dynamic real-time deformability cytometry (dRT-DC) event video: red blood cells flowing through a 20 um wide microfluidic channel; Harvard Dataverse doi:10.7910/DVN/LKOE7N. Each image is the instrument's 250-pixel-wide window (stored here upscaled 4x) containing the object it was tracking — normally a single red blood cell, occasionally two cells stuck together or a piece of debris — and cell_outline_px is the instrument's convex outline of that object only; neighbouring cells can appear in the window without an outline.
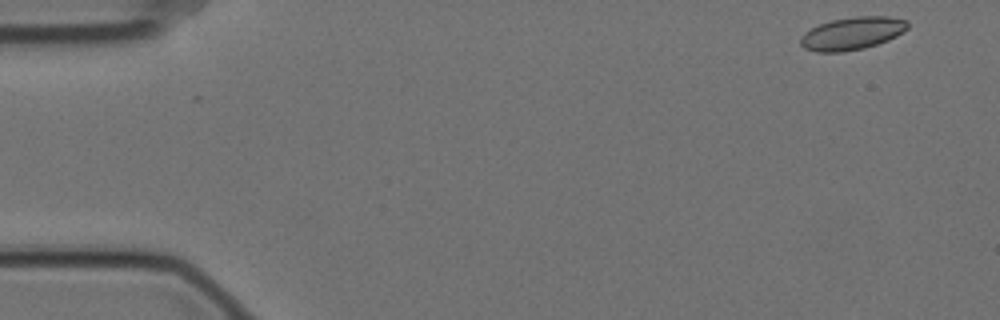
{"species": "Egyptian fruit bat (a non-hibernating species)", "species_latin": "Rousettus aegyptiacus", "temperature_condition": "cold", "stored_images_in_passage": 55, "camera_frame_rate_fps": 3000, "um_per_image_px": 0.085, "animal": {"sex": "female"}, "frame": {"image": 1, "passage_image": 1, "time_ms": 0.0, "image_size_px": [1000, 320], "cell_outline_px": [[908, 28], [896, 36], [888, 40], [864, 48], [840, 52], [816, 52], [804, 48], [800, 44], [800, 36], [804, 32], [820, 24], [832, 20], [856, 16], [888, 16], [908, 20]], "centroid_in_image_um": [72.43, 2.83], "position_along_channel_um": 12.6, "area_um2": 20.4}}
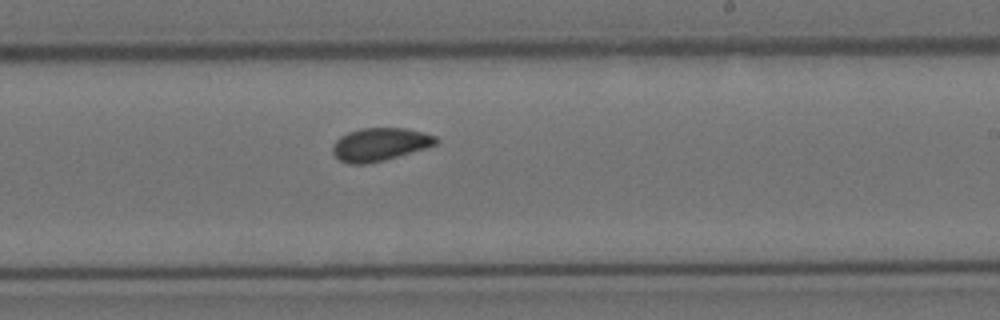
{"frame": {"image": 2, "passage_image": 32, "time_ms": 10.333, "image_size_px": [1000, 320], "cell_outline_px": [[440, 140], [436, 144], [424, 148], [384, 160], [368, 164], [348, 164], [340, 160], [332, 152], [332, 144], [340, 136], [348, 132], [360, 128], [408, 128], [424, 132], [436, 136]], "centroid_in_image_um": [32.27, 12.26], "position_along_channel_um": 256.7, "area_um2": 19.94}}
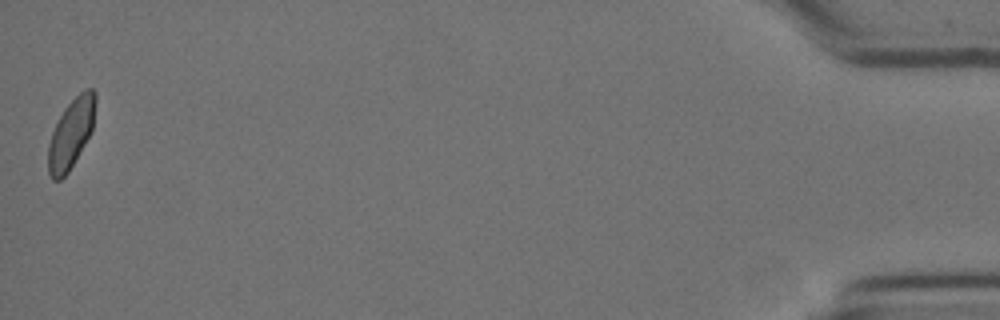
{"frame": {"image": 3, "passage_image": 55, "time_ms": 18.0, "image_size_px": [1000, 320], "cell_outline_px": [[96, 104], [92, 132], [68, 172], [60, 180], [52, 180], [48, 172], [48, 144], [52, 132], [64, 108], [84, 88], [92, 88], [96, 92]], "centroid_in_image_um": [6.05, 11.33], "position_along_channel_um": 429.1, "area_um2": 19.19}, "authors_computed_cell_mechanics": {"area_um2": 19.8832, "velocity_mm_per_s": 3.4923, "shape_relaxation_time_tau1_ms": null, "shape_relaxation_time_tau2_ms": 1.8668, "deformation_change_tau1": null, "deformation_change_tau2": 0.0467}}